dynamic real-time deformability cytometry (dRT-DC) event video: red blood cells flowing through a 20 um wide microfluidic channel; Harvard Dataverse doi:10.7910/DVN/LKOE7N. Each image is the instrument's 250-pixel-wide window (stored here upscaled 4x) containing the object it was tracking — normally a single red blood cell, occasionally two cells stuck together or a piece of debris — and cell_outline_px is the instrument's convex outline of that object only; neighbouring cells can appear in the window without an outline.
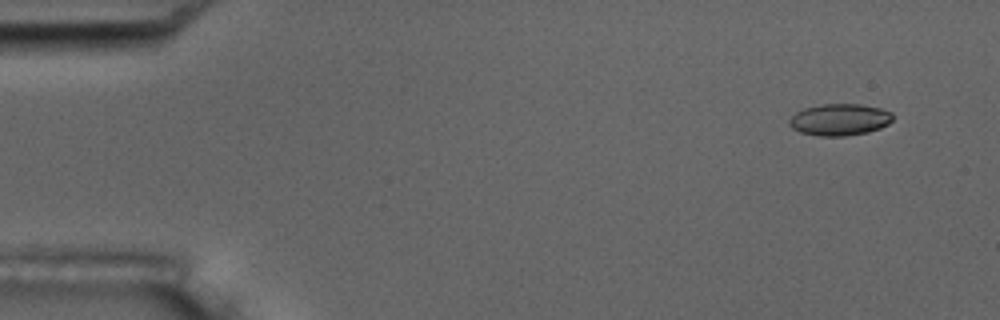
{"species": "common noctule bat (a hibernating species)", "species_latin": "Nyctalus noctula", "temperature_condition": "room temperature", "stored_images_in_passage": 9, "camera_frame_rate_fps": 3000, "um_per_image_px": 0.085, "animal": {"sex": "male", "body_mass_g": 17.5, "forearm_length_mm": 52.3}, "frame": {"image": 1, "passage_image": 2, "time_ms": 1.0, "image_size_px": [1000, 320], "cell_outline_px": [[892, 120], [888, 124], [880, 128], [868, 132], [844, 136], [820, 136], [800, 132], [792, 128], [788, 124], [788, 120], [796, 112], [804, 108], [820, 104], [860, 104], [880, 108], [892, 112]], "centroid_in_image_um": [71.35, 10.16], "position_along_channel_um": 13.6, "area_um2": 19.19}}
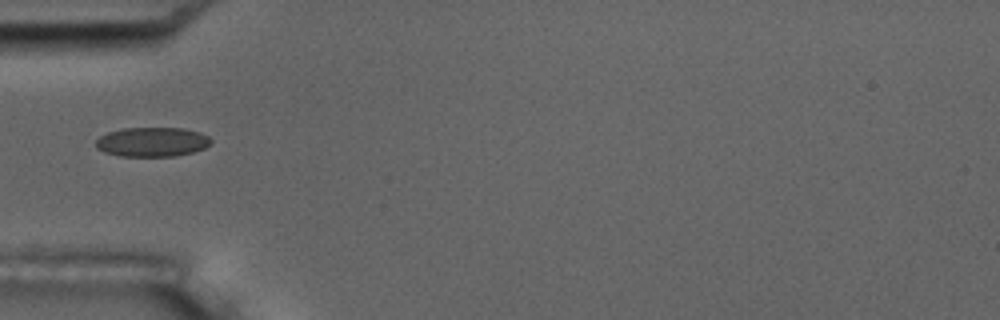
{"frame": {"image": 2, "passage_image": 6, "time_ms": 5.667, "image_size_px": [1000, 320], "cell_outline_px": [[212, 140], [204, 148], [192, 152], [176, 156], [120, 156], [104, 152], [96, 148], [96, 140], [100, 136], [108, 132], [124, 128], [184, 128], [200, 132], [208, 136]], "centroid_in_image_um": [12.92, 12.06], "position_along_channel_um": 72.1, "area_um2": 19.71}}
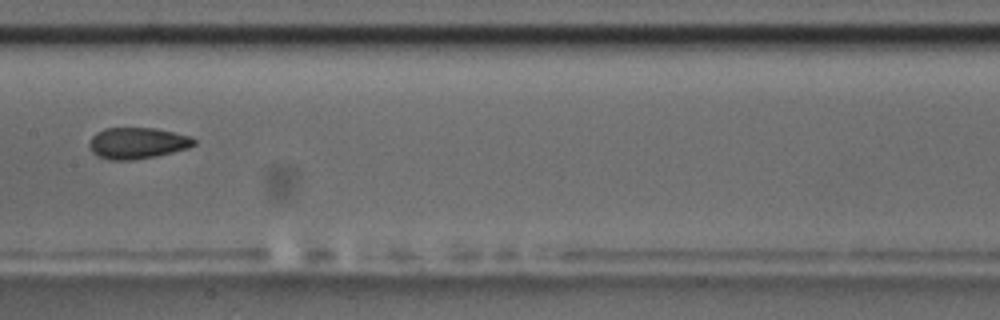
{"frame": {"image": 3, "passage_image": 9, "time_ms": 9.0, "image_size_px": [1000, 320], "cell_outline_px": [[196, 144], [188, 148], [156, 156], [132, 160], [108, 160], [96, 156], [92, 152], [88, 144], [92, 136], [96, 132], [104, 128], [156, 128], [192, 136], [196, 140]], "centroid_in_image_um": [11.66, 12.16], "position_along_channel_um": 195.7, "area_um2": 19.31}}